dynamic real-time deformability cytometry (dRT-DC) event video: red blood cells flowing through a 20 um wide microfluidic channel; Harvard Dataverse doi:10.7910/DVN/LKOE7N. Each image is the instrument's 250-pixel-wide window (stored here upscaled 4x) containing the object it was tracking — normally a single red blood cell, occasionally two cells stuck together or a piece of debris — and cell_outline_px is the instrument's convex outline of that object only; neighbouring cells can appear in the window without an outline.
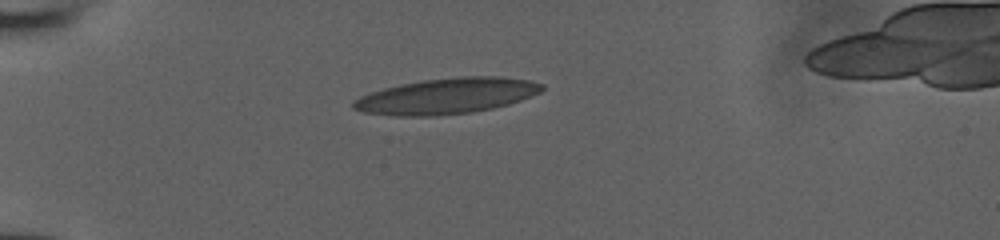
{"species": "human", "species_latin": "Homo sapiens", "temperature_condition": "room temperature", "stored_images_in_passage": 37, "camera_frame_rate_fps": 3000, "um_per_image_px": 0.085, "donor": {"sex": "male"}, "frame": {"image": 1, "passage_image": 1, "time_ms": 0.0, "image_size_px": [1000, 240], "cell_outline_px": [[544, 88], [540, 92], [520, 100], [508, 104], [492, 108], [472, 112], [436, 116], [396, 116], [364, 112], [352, 108], [352, 100], [360, 96], [384, 88], [420, 80], [460, 76], [500, 76], [528, 80], [544, 84]], "centroid_in_image_um": [37.96, 8.16], "position_along_channel_um": 47.0, "area_um2": 39.3}}
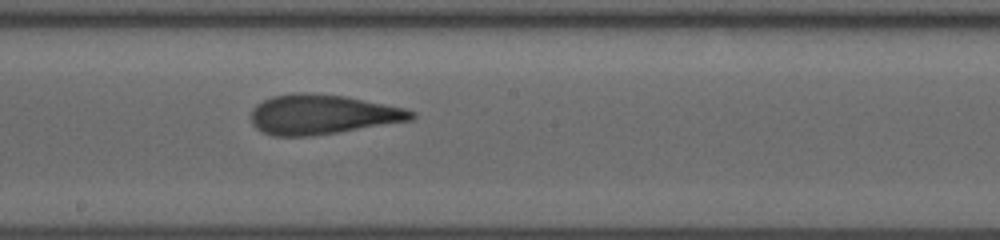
{"frame": {"image": 2, "passage_image": 16, "time_ms": 5.0, "image_size_px": [1000, 240], "cell_outline_px": [[416, 116], [412, 120], [336, 132], [308, 136], [272, 136], [256, 128], [252, 124], [252, 108], [256, 104], [272, 96], [296, 92], [308, 92], [348, 96], [404, 108], [416, 112]], "centroid_in_image_um": [27.39, 9.71], "position_along_channel_um": 220.8, "area_um2": 37.11}}
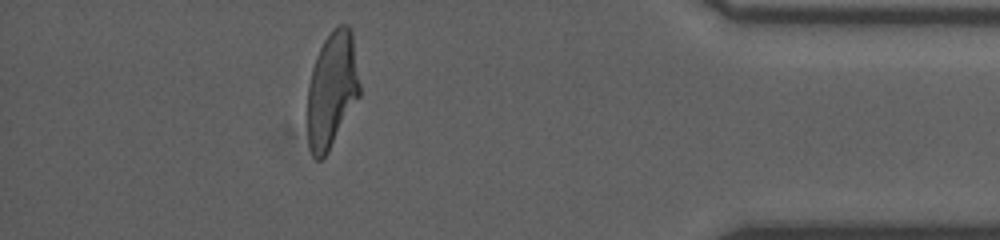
{"frame": {"image": 3, "passage_image": 32, "time_ms": 10.333, "image_size_px": [1000, 240], "cell_outline_px": [[360, 96], [328, 152], [320, 160], [316, 160], [312, 156], [308, 144], [308, 84], [312, 68], [316, 56], [324, 40], [332, 28], [340, 24], [348, 24], [352, 32], [360, 84]], "centroid_in_image_um": [28.22, 7.62], "position_along_channel_um": 407.0, "area_um2": 35.43}}